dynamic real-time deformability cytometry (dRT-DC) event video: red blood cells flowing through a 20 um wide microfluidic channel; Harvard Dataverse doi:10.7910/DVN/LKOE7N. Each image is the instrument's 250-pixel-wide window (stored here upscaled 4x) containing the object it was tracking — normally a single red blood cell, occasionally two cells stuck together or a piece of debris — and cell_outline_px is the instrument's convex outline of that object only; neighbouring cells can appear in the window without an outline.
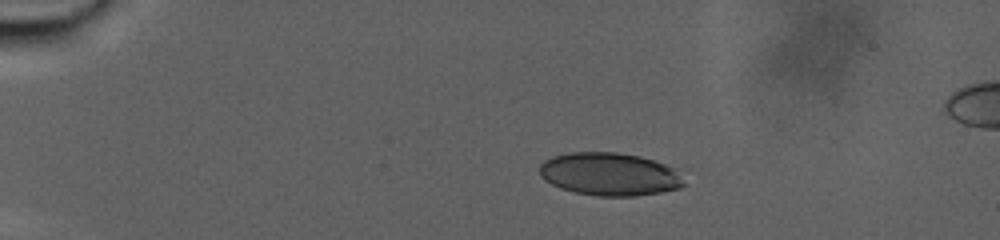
{"species": "human", "species_latin": "Homo sapiens", "temperature_condition": "warm", "stored_images_in_passage": 74, "camera_frame_rate_fps": 3000, "um_per_image_px": 0.085, "donor": {"sex": "male"}, "frame": {"image": 1, "passage_image": 1, "time_ms": 0.0, "image_size_px": [1000, 240], "cell_outline_px": [[684, 184], [680, 188], [660, 192], [636, 196], [596, 196], [576, 192], [560, 188], [544, 180], [540, 176], [540, 164], [544, 160], [552, 156], [568, 152], [616, 152], [640, 156], [664, 164], [672, 168]], "centroid_in_image_um": [51.74, 14.8], "position_along_channel_um": 33.3, "area_um2": 35.89}}
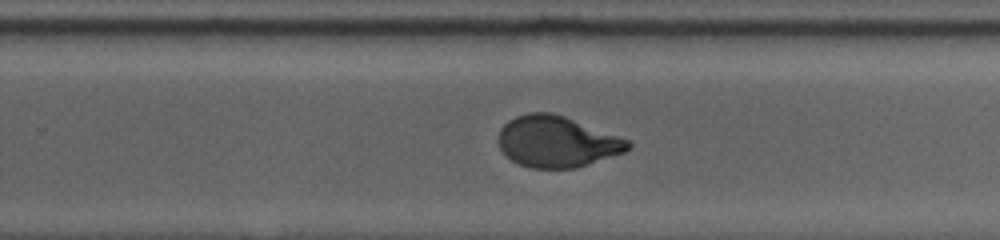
{"frame": {"image": 2, "passage_image": 44, "time_ms": 14.333, "image_size_px": [1000, 240], "cell_outline_px": [[632, 144], [624, 152], [576, 168], [532, 168], [520, 164], [512, 160], [500, 148], [500, 128], [508, 120], [516, 116], [528, 112], [552, 112], [564, 116], [632, 140]], "centroid_in_image_um": [47.37, 12.03], "position_along_channel_um": 282.4, "area_um2": 38.49}}
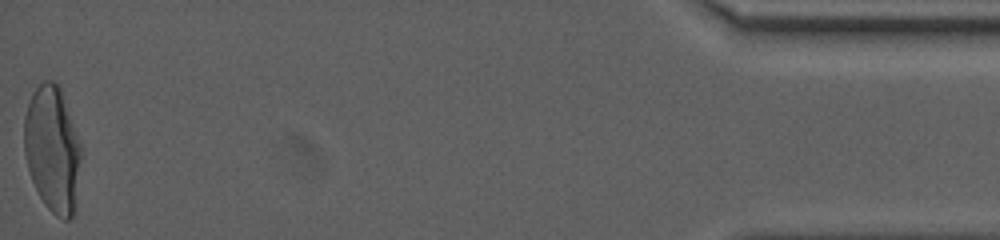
{"frame": {"image": 3, "passage_image": 74, "time_ms": 24.333, "image_size_px": [1000, 240], "cell_outline_px": [[80, 160], [76, 208], [72, 216], [68, 220], [64, 220], [56, 216], [44, 204], [32, 180], [28, 168], [24, 152], [24, 116], [32, 92], [44, 80], [52, 80], [60, 88], [80, 144]], "centroid_in_image_um": [4.45, 12.71], "position_along_channel_um": 430.8, "area_um2": 41.5}, "authors_computed_cell_mechanics": {"area_um2": 38.7838, "velocity_mm_per_s": 2.307, "shape_relaxation_time_tau1_ms": 9.5879, "shape_relaxation_time_tau2_ms": null, "deformation_change_tau1": 0.2387, "deformation_change_tau2": null}}